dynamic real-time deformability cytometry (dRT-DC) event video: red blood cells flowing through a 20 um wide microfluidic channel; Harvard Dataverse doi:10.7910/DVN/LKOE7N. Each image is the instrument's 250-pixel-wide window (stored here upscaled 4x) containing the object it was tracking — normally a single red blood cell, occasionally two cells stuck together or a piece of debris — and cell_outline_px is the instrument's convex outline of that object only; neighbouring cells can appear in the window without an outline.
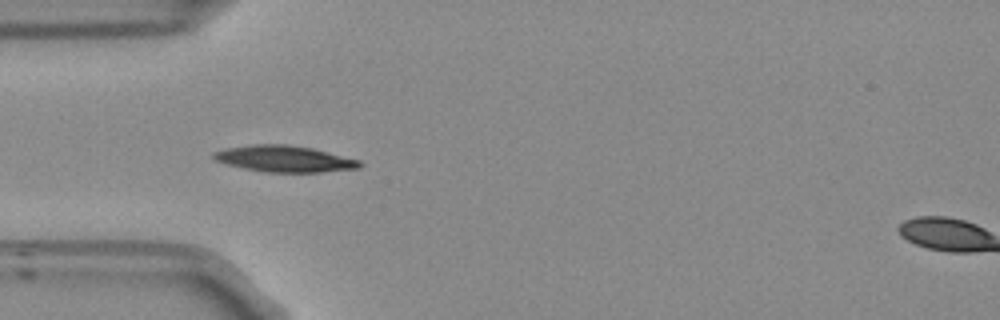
{"species": "Egyptian fruit bat (a non-hibernating species)", "species_latin": "Rousettus aegyptiacus", "temperature_condition": "room temperature", "stored_images_in_passage": 39, "camera_frame_rate_fps": 3000, "um_per_image_px": 0.085, "frame": {"image": 1, "passage_image": 1, "time_ms": 0.0, "image_size_px": [1000, 320], "cell_outline_px": [[364, 164], [360, 168], [320, 172], [264, 172], [244, 168], [228, 164], [216, 160], [212, 156], [212, 152], [224, 148], [252, 144], [284, 144], [312, 148], [360, 160]], "centroid_in_image_um": [24.18, 13.49], "position_along_channel_um": 60.8, "area_um2": 22.43}}
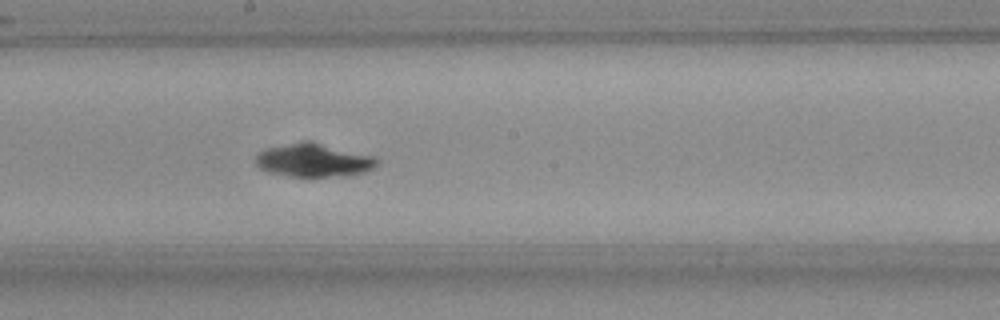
{"frame": {"image": 2, "passage_image": 14, "time_ms": 4.333, "image_size_px": [1000, 320], "cell_outline_px": [[376, 164], [372, 168], [364, 172], [352, 176], [288, 176], [268, 172], [260, 168], [256, 164], [256, 156], [264, 148], [288, 144], [316, 144], [372, 156], [376, 160]], "centroid_in_image_um": [26.6, 13.68], "position_along_channel_um": 221.6, "area_um2": 22.37}}
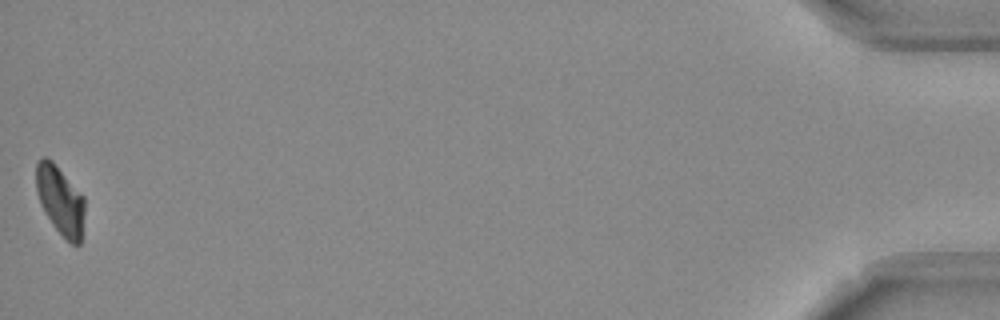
{"frame": {"image": 3, "passage_image": 39, "time_ms": 12.667, "image_size_px": [1000, 320], "cell_outline_px": [[84, 212], [80, 244], [72, 244], [56, 228], [40, 204], [36, 188], [36, 164], [44, 156], [48, 156], [52, 160], [84, 196]], "centroid_in_image_um": [5.12, 16.98], "position_along_channel_um": 430.1, "area_um2": 19.13}, "authors_computed_cell_mechanics": {"area_um2": 20.7502, "velocity_mm_per_s": 3.7371, "shape_relaxation_time_tau1_ms": 3.0291, "shape_relaxation_time_tau2_ms": 8.8938, "deformation_change_tau1": 0.1367, "deformation_change_tau2": 0.1189}}